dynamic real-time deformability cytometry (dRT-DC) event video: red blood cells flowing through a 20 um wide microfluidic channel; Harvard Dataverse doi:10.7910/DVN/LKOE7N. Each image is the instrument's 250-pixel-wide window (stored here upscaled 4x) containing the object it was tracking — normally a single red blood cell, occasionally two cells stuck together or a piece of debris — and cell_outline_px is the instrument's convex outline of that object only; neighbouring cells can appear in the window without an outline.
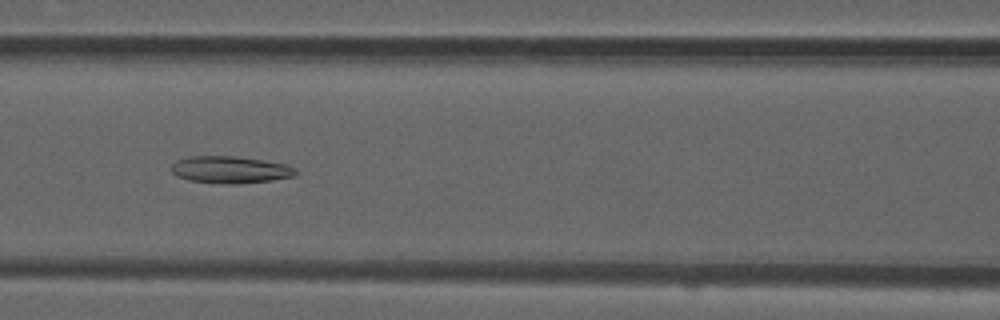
{"species": "common noctule bat (a hibernating species)", "species_latin": "Nyctalus noctula", "temperature_condition": "room temperature", "stored_images_in_passage": 30, "camera_frame_rate_fps": 3000, "um_per_image_px": 0.085, "animal": {"sex": "male", "forearm_length_mm": 52.5}, "frame": {"image": 1, "passage_image": 11, "time_ms": 3.333, "image_size_px": [1000, 320], "cell_outline_px": [[300, 172], [296, 176], [272, 180], [240, 184], [224, 184], [188, 180], [176, 176], [172, 172], [172, 164], [176, 160], [188, 156], [236, 156], [288, 164], [296, 168]], "centroid_in_image_um": [19.61, 14.43], "position_along_channel_um": 147.0, "area_um2": 19.94}}
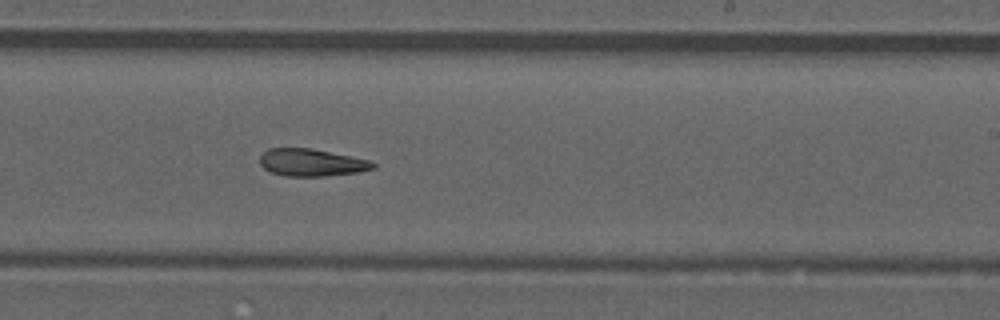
{"frame": {"image": 2, "passage_image": 20, "time_ms": 6.333, "image_size_px": [1000, 320], "cell_outline_px": [[376, 168], [360, 172], [324, 176], [284, 176], [272, 172], [264, 168], [260, 164], [260, 156], [268, 148], [312, 148], [372, 160], [376, 164]], "centroid_in_image_um": [26.52, 13.81], "position_along_channel_um": 262.5, "area_um2": 18.21}}
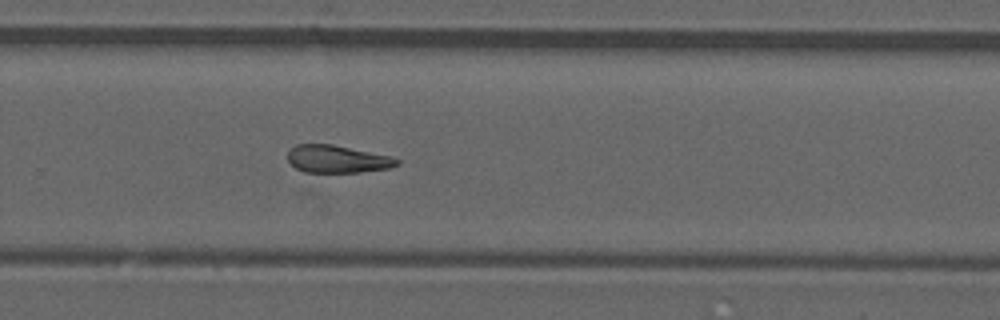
{"frame": {"image": 3, "passage_image": 23, "time_ms": 7.333, "image_size_px": [1000, 320], "cell_outline_px": [[400, 164], [388, 168], [360, 172], [304, 172], [296, 168], [288, 160], [288, 152], [296, 144], [332, 144], [388, 156], [400, 160]], "centroid_in_image_um": [28.64, 13.52], "position_along_channel_um": 301.2, "area_um2": 17.28}}